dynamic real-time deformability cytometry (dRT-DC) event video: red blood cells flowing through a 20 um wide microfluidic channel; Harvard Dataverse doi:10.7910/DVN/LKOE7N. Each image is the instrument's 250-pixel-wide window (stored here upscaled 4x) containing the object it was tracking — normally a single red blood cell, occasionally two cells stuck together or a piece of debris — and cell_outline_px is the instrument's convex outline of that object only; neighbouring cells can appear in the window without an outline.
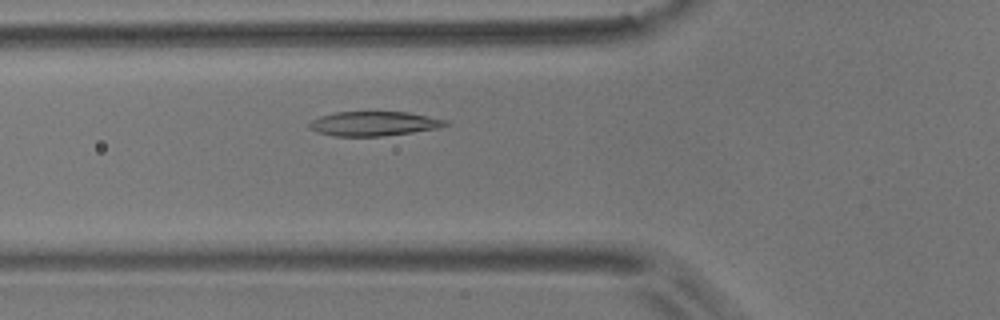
{"species": "common noctule bat (a hibernating species)", "species_latin": "Nyctalus noctula", "temperature_condition": "room temperature", "stored_images_in_passage": 3, "camera_frame_rate_fps": 3000, "um_per_image_px": 0.085, "animal": {"sex": "male", "body_mass_g": 17.9}, "frame": {"image": 1, "passage_image": 3, "time_ms": 2.333, "image_size_px": [1000, 320], "cell_outline_px": [[448, 124], [440, 128], [412, 132], [380, 136], [332, 136], [308, 128], [308, 124], [312, 120], [320, 116], [336, 112], [408, 112], [448, 120]], "centroid_in_image_um": [31.79, 10.51], "position_along_channel_um": 94.0, "area_um2": 19.31}}